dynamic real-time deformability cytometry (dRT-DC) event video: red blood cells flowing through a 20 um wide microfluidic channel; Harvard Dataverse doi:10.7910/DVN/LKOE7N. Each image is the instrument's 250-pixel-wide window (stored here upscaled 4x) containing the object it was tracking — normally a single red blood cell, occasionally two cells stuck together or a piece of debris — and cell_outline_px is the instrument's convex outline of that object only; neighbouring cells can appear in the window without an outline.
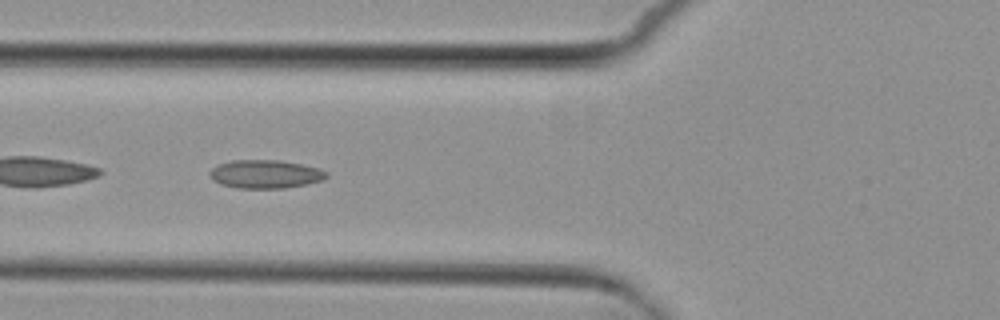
{"species": "common noctule bat (a hibernating species)", "species_latin": "Nyctalus noctula", "temperature_condition": "cold", "stored_images_in_passage": 8, "segment_of_instrument_passage": [2, 2], "camera_frame_rate_fps": 3000, "um_per_image_px": 0.085, "animal": {"sex": "female", "body_mass_g": 29.2, "forearm_length_mm": 56.3}, "frame": {"image": 1, "passage_image": 6, "time_ms": 6.0, "image_size_px": [1000, 320], "cell_outline_px": [[328, 176], [324, 180], [284, 188], [236, 188], [220, 184], [212, 180], [208, 176], [208, 172], [212, 168], [220, 164], [232, 160], [280, 160], [320, 168], [328, 172]], "centroid_in_image_um": [22.54, 14.8], "position_along_channel_um": 103.3, "area_um2": 19.42}}
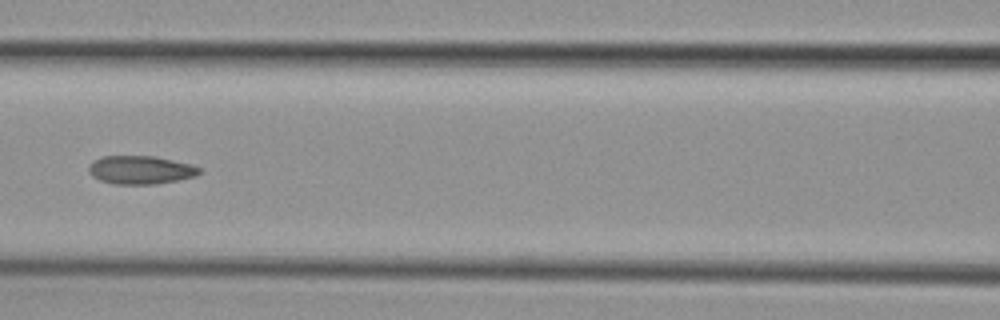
{"frame": {"image": 2, "passage_image": 7, "time_ms": 7.333, "image_size_px": [1000, 320], "cell_outline_px": [[204, 172], [196, 176], [180, 180], [156, 184], [112, 184], [100, 180], [92, 176], [88, 172], [88, 164], [92, 160], [104, 156], [156, 156], [192, 164], [200, 168]], "centroid_in_image_um": [11.96, 14.44], "position_along_channel_um": 154.6, "area_um2": 18.67}}
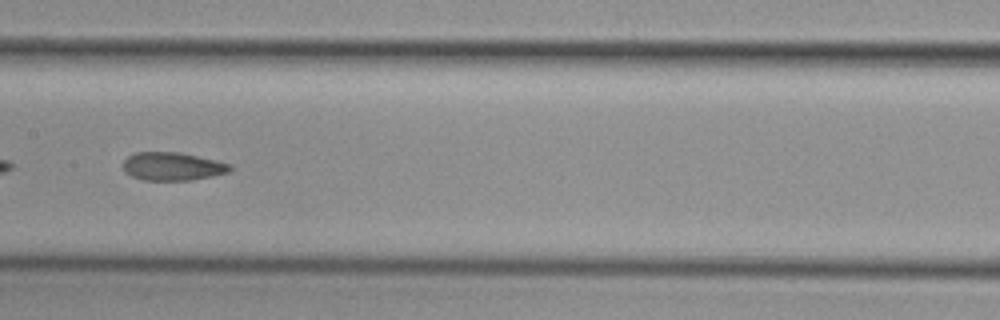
{"frame": {"image": 3, "passage_image": 8, "time_ms": 8.333, "image_size_px": [1000, 320], "cell_outline_px": [[232, 172], [192, 180], [144, 180], [132, 176], [124, 172], [124, 160], [128, 156], [136, 152], [180, 152], [232, 164]], "centroid_in_image_um": [14.69, 14.14], "position_along_channel_um": 192.7, "area_um2": 17.63}}